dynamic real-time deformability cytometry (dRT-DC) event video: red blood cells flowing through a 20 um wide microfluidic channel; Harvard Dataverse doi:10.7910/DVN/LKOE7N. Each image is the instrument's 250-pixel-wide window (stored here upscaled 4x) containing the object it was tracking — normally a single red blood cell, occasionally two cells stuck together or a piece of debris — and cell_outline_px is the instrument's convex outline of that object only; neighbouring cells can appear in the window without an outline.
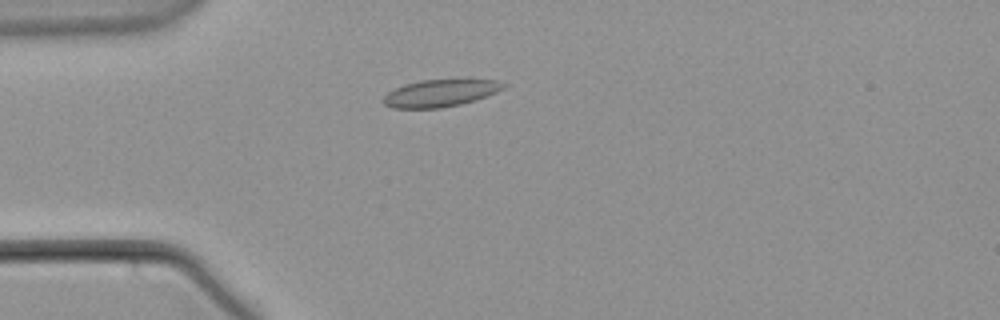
{"species": "common noctule bat (a hibernating species)", "species_latin": "Nyctalus noctula", "temperature_condition": "warm", "stored_images_in_passage": 52, "camera_frame_rate_fps": 3000, "um_per_image_px": 0.085, "animal": {"sex": "male", "body_mass_g": 21.5, "forearm_length_mm": 52.0}, "frame": {"image": 1, "passage_image": 11, "time_ms": 3.333, "image_size_px": [1000, 320], "cell_outline_px": [[508, 84], [504, 88], [496, 92], [476, 100], [460, 104], [440, 108], [392, 108], [384, 104], [380, 100], [388, 92], [404, 84], [420, 80], [464, 76], [468, 76], [496, 80]], "centroid_in_image_um": [37.5, 7.85], "position_along_channel_um": 47.5, "area_um2": 20.11}}
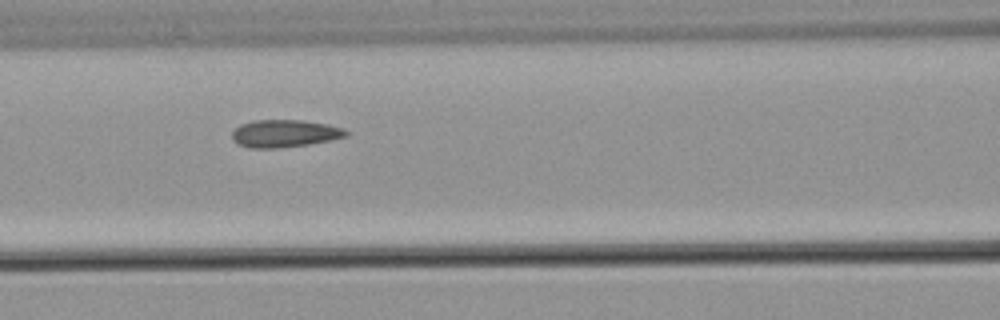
{"frame": {"image": 2, "passage_image": 20, "time_ms": 6.333, "image_size_px": [1000, 320], "cell_outline_px": [[352, 132], [348, 136], [332, 140], [308, 144], [280, 148], [248, 148], [236, 144], [232, 140], [232, 132], [240, 124], [252, 120], [304, 120], [328, 124], [344, 128]], "centroid_in_image_um": [24.22, 11.34], "position_along_channel_um": 142.4, "area_um2": 18.67}}
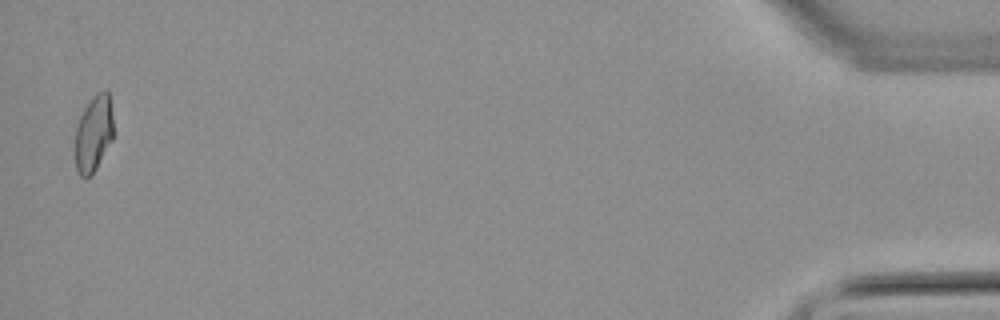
{"frame": {"image": 3, "passage_image": 51, "time_ms": 16.667, "image_size_px": [1000, 320], "cell_outline_px": [[112, 140], [92, 176], [80, 176], [76, 168], [76, 128], [80, 116], [84, 108], [92, 96], [96, 92], [104, 88], [108, 92], [112, 116]], "centroid_in_image_um": [7.96, 11.32], "position_along_channel_um": 427.2, "area_um2": 16.88}}